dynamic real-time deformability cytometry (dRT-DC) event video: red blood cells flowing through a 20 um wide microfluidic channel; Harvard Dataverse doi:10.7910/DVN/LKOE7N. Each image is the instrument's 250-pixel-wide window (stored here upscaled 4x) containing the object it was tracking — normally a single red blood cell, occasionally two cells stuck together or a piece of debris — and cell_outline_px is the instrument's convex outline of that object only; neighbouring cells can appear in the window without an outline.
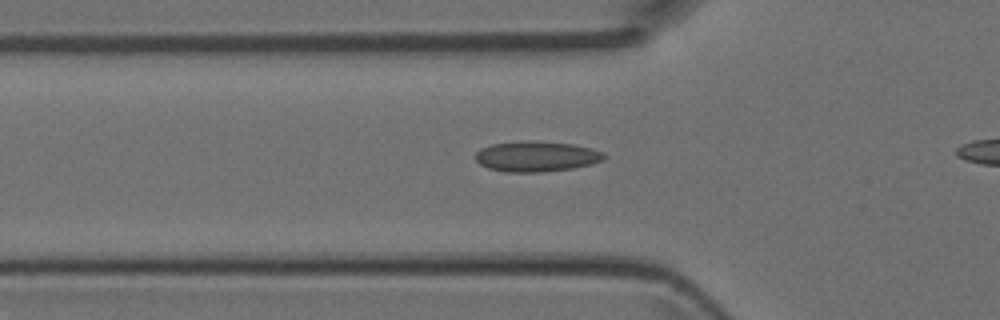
{"species": "Egyptian fruit bat (a non-hibernating species)", "species_latin": "Rousettus aegyptiacus", "temperature_condition": "room temperature", "stored_images_in_passage": 34, "camera_frame_rate_fps": 3000, "um_per_image_px": 0.085, "animal": {"sex": "female"}, "frame": {"image": 1, "passage_image": 10, "time_ms": 3.0, "image_size_px": [1000, 320], "cell_outline_px": [[608, 156], [604, 160], [572, 168], [544, 172], [508, 172], [488, 168], [480, 164], [476, 160], [476, 152], [480, 148], [492, 144], [572, 144], [592, 148], [604, 152]], "centroid_in_image_um": [45.63, 13.35], "position_along_channel_um": 80.2, "area_um2": 21.68}}
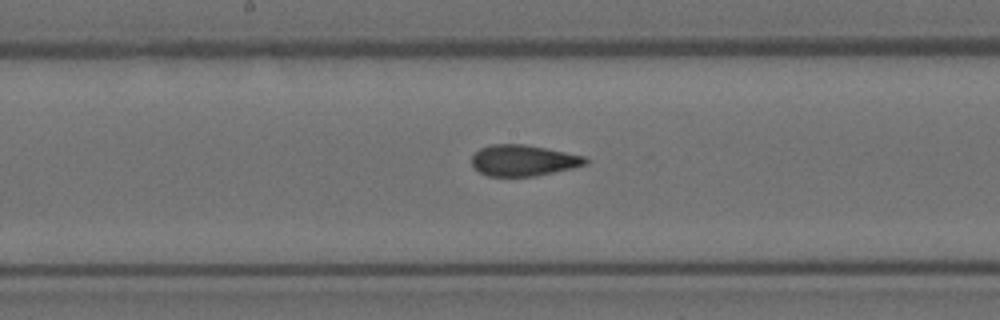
{"frame": {"image": 2, "passage_image": 19, "time_ms": 6.0, "image_size_px": [1000, 320], "cell_outline_px": [[588, 164], [572, 168], [536, 176], [488, 176], [480, 172], [472, 164], [472, 156], [480, 148], [492, 144], [520, 144], [544, 148], [584, 156], [588, 160]], "centroid_in_image_um": [44.48, 13.64], "position_along_channel_um": 203.7, "area_um2": 20.35}}
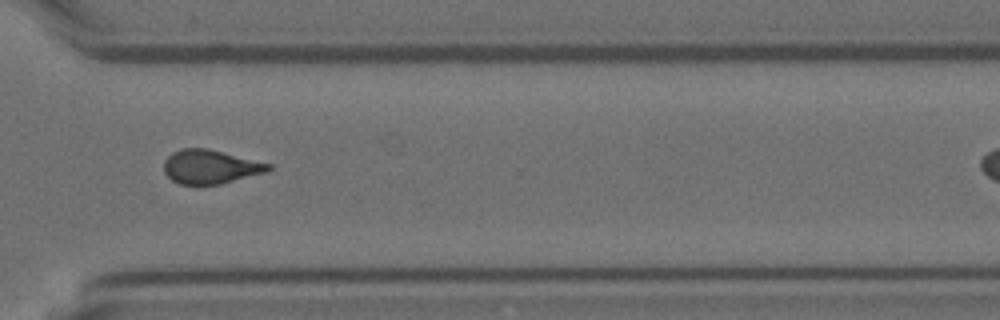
{"frame": {"image": 3, "passage_image": 30, "time_ms": 9.667, "image_size_px": [1000, 320], "cell_outline_px": [[272, 168], [268, 172], [220, 184], [180, 184], [172, 180], [164, 172], [164, 160], [172, 152], [180, 148], [208, 148], [272, 164]], "centroid_in_image_um": [17.89, 14.16], "position_along_channel_um": 352.7, "area_um2": 20.75}}